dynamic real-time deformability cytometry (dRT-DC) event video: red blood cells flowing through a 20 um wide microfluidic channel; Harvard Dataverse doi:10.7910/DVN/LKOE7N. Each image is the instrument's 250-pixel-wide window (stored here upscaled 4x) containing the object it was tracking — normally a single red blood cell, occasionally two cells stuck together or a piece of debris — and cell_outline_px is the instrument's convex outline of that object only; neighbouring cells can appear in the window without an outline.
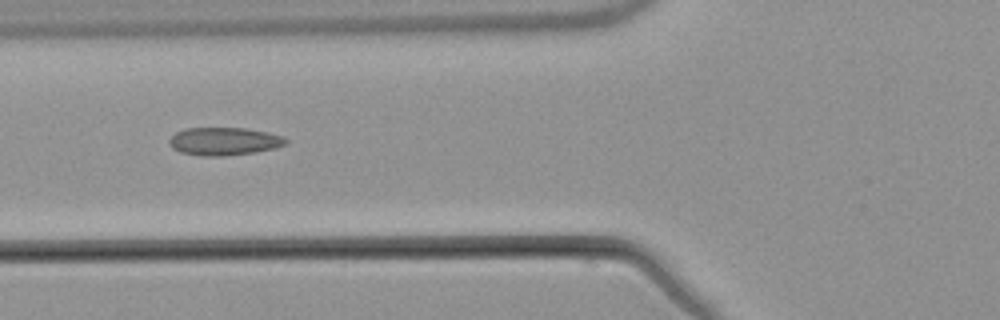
{"species": "common noctule bat (a hibernating species)", "species_latin": "Nyctalus noctula", "temperature_condition": "warm", "stored_images_in_passage": 7, "camera_frame_rate_fps": 3000, "um_per_image_px": 0.085, "animal": {"sex": "male", "body_mass_g": 21.5, "forearm_length_mm": 52.0}, "frame": {"image": 1, "passage_image": 5, "time_ms": 4.667, "image_size_px": [1000, 320], "cell_outline_px": [[288, 144], [276, 148], [256, 152], [224, 156], [200, 156], [180, 152], [172, 148], [168, 140], [176, 132], [184, 128], [244, 128], [268, 132], [284, 136], [288, 140]], "centroid_in_image_um": [19.08, 12.01], "position_along_channel_um": 106.7, "area_um2": 19.19}}
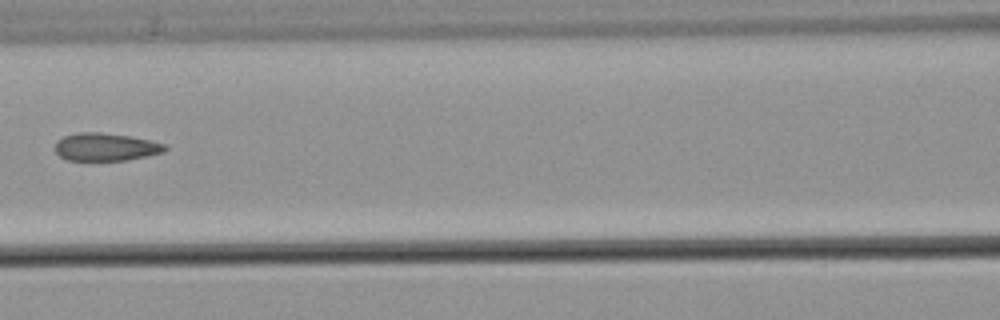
{"frame": {"image": 2, "passage_image": 6, "time_ms": 6.0, "image_size_px": [1000, 320], "cell_outline_px": [[168, 148], [164, 152], [148, 156], [128, 160], [68, 160], [60, 156], [56, 152], [56, 140], [64, 136], [76, 132], [100, 132], [128, 136], [168, 144]], "centroid_in_image_um": [9.01, 12.49], "position_along_channel_um": 157.6, "area_um2": 17.86}}